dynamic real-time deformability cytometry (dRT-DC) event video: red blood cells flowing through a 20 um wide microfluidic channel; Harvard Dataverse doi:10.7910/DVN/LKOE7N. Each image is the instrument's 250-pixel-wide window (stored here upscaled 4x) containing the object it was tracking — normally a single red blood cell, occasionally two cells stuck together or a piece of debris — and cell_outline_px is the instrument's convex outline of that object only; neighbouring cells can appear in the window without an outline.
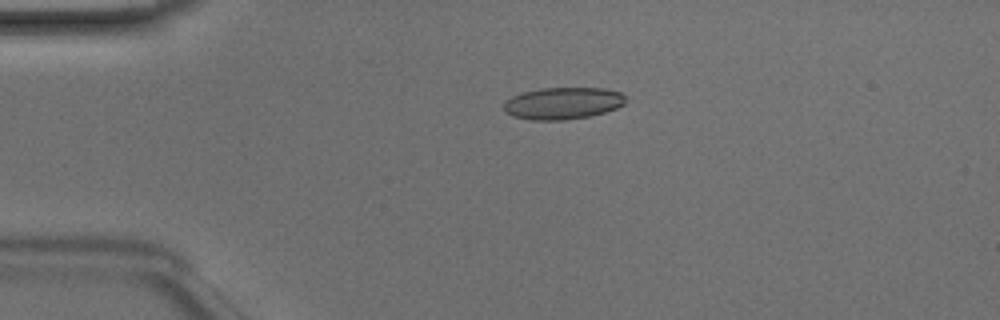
{"species": "Egyptian fruit bat (a non-hibernating species)", "species_latin": "Rousettus aegyptiacus", "temperature_condition": "room temperature", "stored_images_in_passage": 37, "camera_frame_rate_fps": 3000, "um_per_image_px": 0.085, "animal": {"sex": "male"}, "frame": {"image": 1, "passage_image": 11, "time_ms": 3.333, "image_size_px": [1000, 320], "cell_outline_px": [[624, 104], [616, 108], [604, 112], [588, 116], [564, 120], [532, 120], [512, 116], [504, 112], [504, 104], [512, 96], [524, 92], [540, 88], [604, 88], [620, 92], [624, 96]], "centroid_in_image_um": [47.82, 8.78], "position_along_channel_um": 37.2, "area_um2": 22.54}}
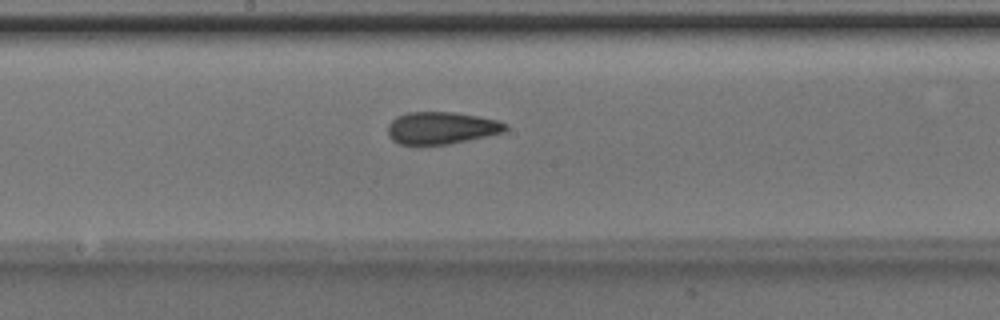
{"frame": {"image": 2, "passage_image": 26, "time_ms": 8.333, "image_size_px": [1000, 320], "cell_outline_px": [[508, 128], [504, 132], [468, 140], [448, 144], [420, 148], [416, 148], [400, 144], [392, 140], [388, 136], [388, 124], [396, 116], [408, 112], [456, 112], [480, 116], [496, 120], [508, 124]], "centroid_in_image_um": [37.47, 10.91], "position_along_channel_um": 210.7, "area_um2": 22.89}}
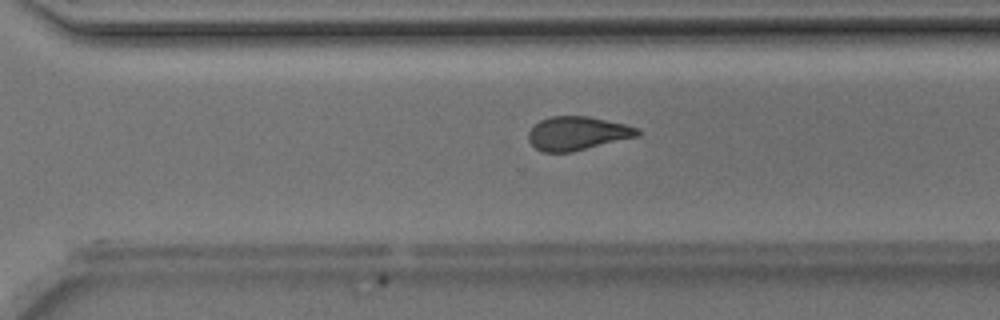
{"frame": {"image": 3, "passage_image": 34, "time_ms": 11.0, "image_size_px": [1000, 320], "cell_outline_px": [[640, 136], [572, 152], [540, 152], [528, 140], [528, 132], [540, 120], [552, 116], [588, 116], [624, 124], [640, 128]], "centroid_in_image_um": [49.09, 11.34], "position_along_channel_um": 321.5, "area_um2": 21.44}, "authors_computed_cell_mechanics": {"area_um2": 22.253, "velocity_mm_per_s": 4.1711, "shape_relaxation_time_tau1_ms": 5.8044, "shape_relaxation_time_tau2_ms": 1.986, "deformation_change_tau1": 0.1562, "deformation_change_tau2": 0.0802}}